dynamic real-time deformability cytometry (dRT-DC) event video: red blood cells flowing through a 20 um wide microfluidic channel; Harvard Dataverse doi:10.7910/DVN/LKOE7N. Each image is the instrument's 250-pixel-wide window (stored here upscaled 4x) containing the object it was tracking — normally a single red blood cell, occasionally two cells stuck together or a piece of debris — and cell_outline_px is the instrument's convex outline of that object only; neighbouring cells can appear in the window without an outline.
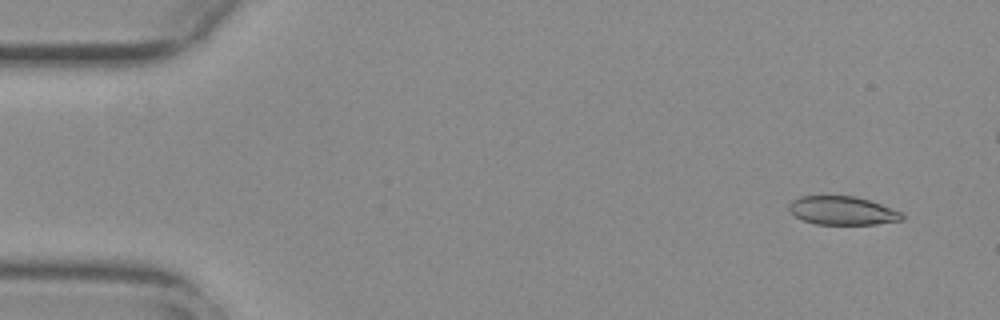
{"species": "common noctule bat (a hibernating species)", "species_latin": "Nyctalus noctula", "temperature_condition": "warm", "stored_images_in_passage": 47, "camera_frame_rate_fps": 3000, "um_per_image_px": 0.085, "animal": {"sex": "female", "body_mass_g": 29.2, "forearm_length_mm": 56.3}, "frame": {"image": 1, "passage_image": 1, "time_ms": 0.0, "image_size_px": [1000, 320], "cell_outline_px": [[904, 220], [876, 224], [816, 224], [804, 220], [796, 216], [788, 208], [788, 204], [792, 200], [800, 196], [856, 196], [880, 204], [900, 212], [904, 216]], "centroid_in_image_um": [71.59, 17.9], "position_along_channel_um": 13.4, "area_um2": 18.61}}
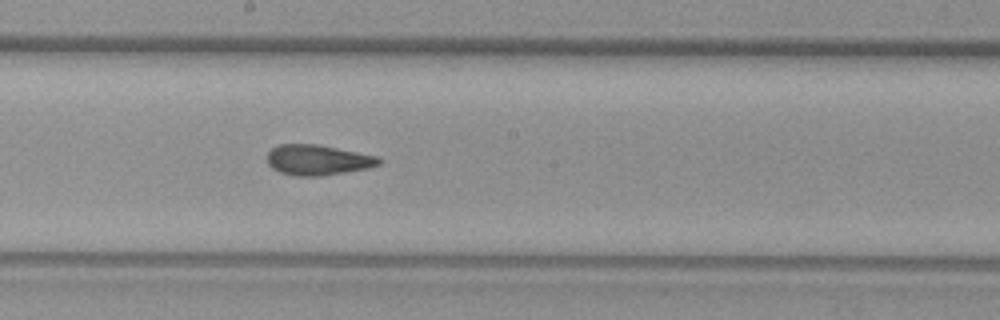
{"frame": {"image": 2, "passage_image": 27, "time_ms": 8.667, "image_size_px": [1000, 320], "cell_outline_px": [[384, 160], [380, 164], [368, 168], [320, 176], [296, 176], [280, 172], [272, 168], [268, 164], [268, 152], [272, 148], [280, 144], [316, 144], [380, 156]], "centroid_in_image_um": [27.04, 13.59], "position_along_channel_um": 221.2, "area_um2": 19.83}}
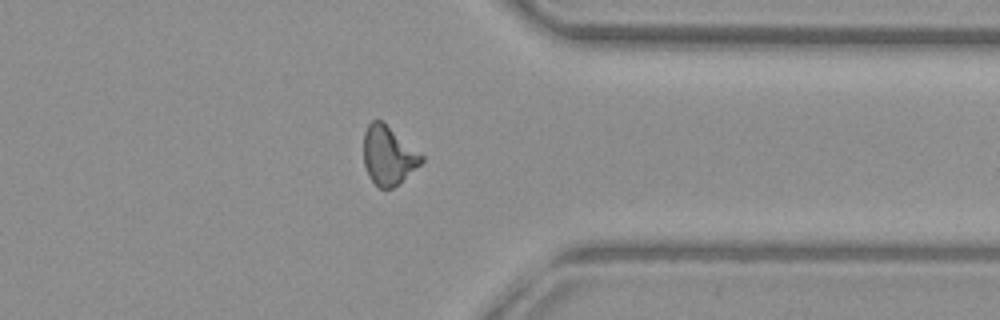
{"frame": {"image": 3, "passage_image": 40, "time_ms": 13.0, "image_size_px": [1000, 320], "cell_outline_px": [[424, 160], [420, 164], [392, 188], [380, 188], [368, 176], [364, 164], [364, 132], [368, 124], [372, 120], [380, 120], [424, 156]], "centroid_in_image_um": [32.98, 13.21], "position_along_channel_um": 378.4, "area_um2": 19.25}}